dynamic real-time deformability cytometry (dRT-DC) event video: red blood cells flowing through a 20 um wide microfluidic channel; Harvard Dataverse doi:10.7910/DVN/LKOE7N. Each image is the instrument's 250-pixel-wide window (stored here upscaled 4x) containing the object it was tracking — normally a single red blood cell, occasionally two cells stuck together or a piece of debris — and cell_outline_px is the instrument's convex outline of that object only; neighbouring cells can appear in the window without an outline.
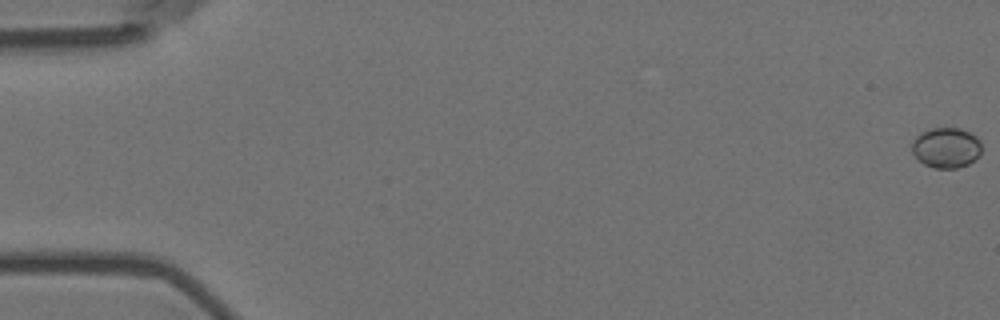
{"species": "Egyptian fruit bat (a non-hibernating species)", "species_latin": "Rousettus aegyptiacus", "temperature_condition": "room temperature", "stored_images_in_passage": 5, "camera_frame_rate_fps": 3000, "um_per_image_px": 0.085, "animal": {"sex": "female"}, "frame": {"image": 1, "passage_image": 1, "time_ms": 0.0, "image_size_px": [1000, 320], "cell_outline_px": [[980, 152], [968, 164], [956, 168], [936, 168], [924, 164], [912, 152], [912, 140], [920, 132], [928, 128], [960, 128], [976, 136], [980, 140]], "centroid_in_image_um": [80.39, 12.53], "position_along_channel_um": 4.6, "area_um2": 16.24}}
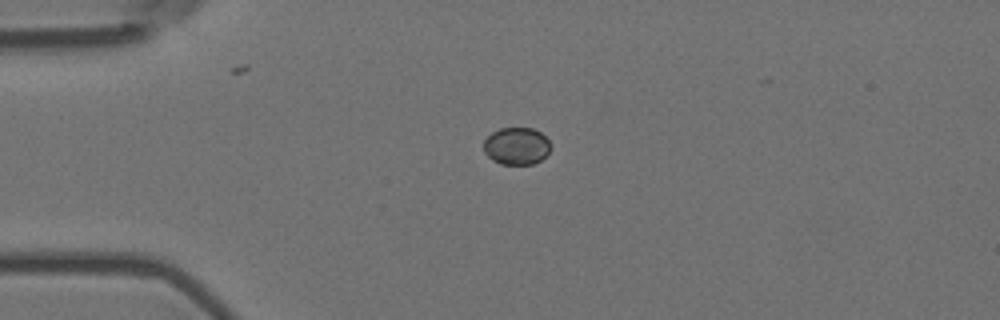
{"frame": {"image": 2, "passage_image": 5, "time_ms": 1.333, "image_size_px": [1000, 320], "cell_outline_px": [[552, 148], [540, 160], [532, 164], [500, 164], [492, 160], [484, 152], [484, 140], [492, 132], [500, 128], [532, 128], [540, 132], [552, 144]], "centroid_in_image_um": [43.91, 12.41], "position_along_channel_um": 41.1, "area_um2": 14.57}}